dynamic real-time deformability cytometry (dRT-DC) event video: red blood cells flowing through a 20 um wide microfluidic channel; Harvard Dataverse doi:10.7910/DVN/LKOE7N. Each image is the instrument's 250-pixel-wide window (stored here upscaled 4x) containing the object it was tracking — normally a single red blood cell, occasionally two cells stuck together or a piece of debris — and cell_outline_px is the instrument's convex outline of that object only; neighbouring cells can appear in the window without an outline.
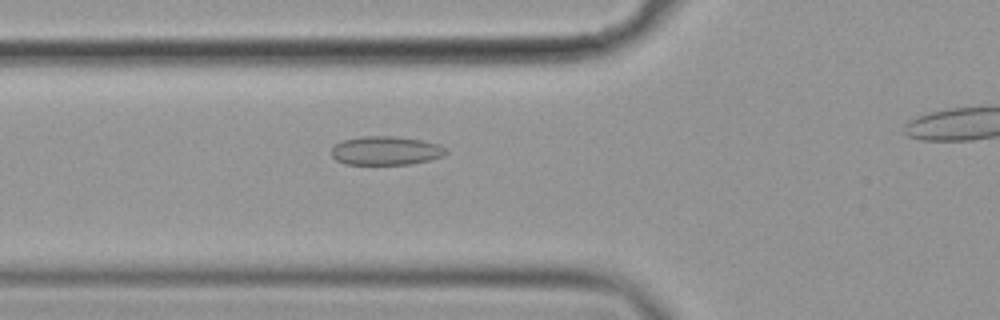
{"species": "common noctule bat (a hibernating species)", "species_latin": "Nyctalus noctula", "temperature_condition": "cold", "stored_images_in_passage": 32, "camera_frame_rate_fps": 3000, "um_per_image_px": 0.085, "animal": {"sex": "female", "body_mass_g": 19.9}, "frame": {"image": 1, "passage_image": 3, "time_ms": 0.667, "image_size_px": [1000, 320], "cell_outline_px": [[448, 152], [444, 156], [412, 164], [344, 164], [336, 160], [332, 156], [332, 148], [340, 140], [360, 136], [396, 136], [424, 140], [440, 144]], "centroid_in_image_um": [32.8, 12.79], "position_along_channel_um": 93.0, "area_um2": 19.42}}
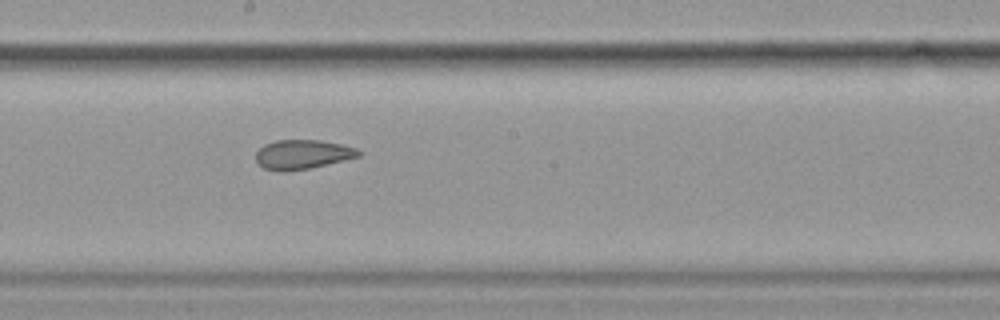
{"frame": {"image": 2, "passage_image": 14, "time_ms": 4.333, "image_size_px": [1000, 320], "cell_outline_px": [[364, 152], [360, 156], [344, 160], [308, 168], [284, 172], [280, 172], [264, 168], [256, 160], [256, 152], [264, 144], [276, 140], [320, 140], [340, 144], [356, 148]], "centroid_in_image_um": [25.71, 13.12], "position_along_channel_um": 222.5, "area_um2": 17.51}}
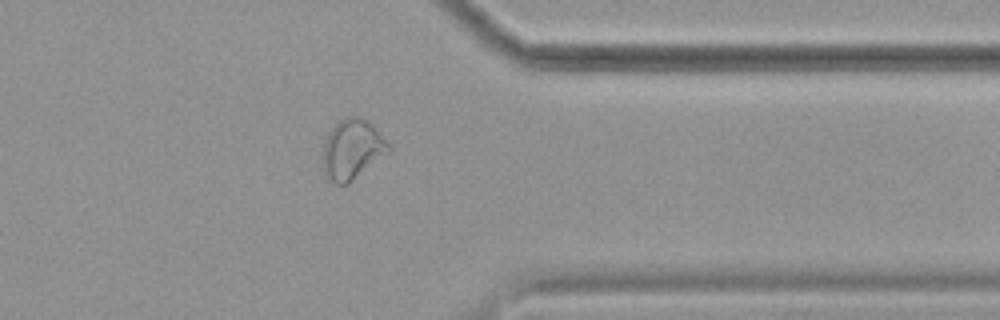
{"frame": {"image": 3, "passage_image": 28, "time_ms": 9.0, "image_size_px": [1000, 320], "cell_outline_px": [[392, 148], [388, 152], [348, 184], [336, 184], [328, 180], [324, 172], [324, 140], [328, 132], [340, 120], [348, 116], [360, 116], [372, 124]], "centroid_in_image_um": [29.93, 12.69], "position_along_channel_um": 381.5, "area_um2": 22.66}}